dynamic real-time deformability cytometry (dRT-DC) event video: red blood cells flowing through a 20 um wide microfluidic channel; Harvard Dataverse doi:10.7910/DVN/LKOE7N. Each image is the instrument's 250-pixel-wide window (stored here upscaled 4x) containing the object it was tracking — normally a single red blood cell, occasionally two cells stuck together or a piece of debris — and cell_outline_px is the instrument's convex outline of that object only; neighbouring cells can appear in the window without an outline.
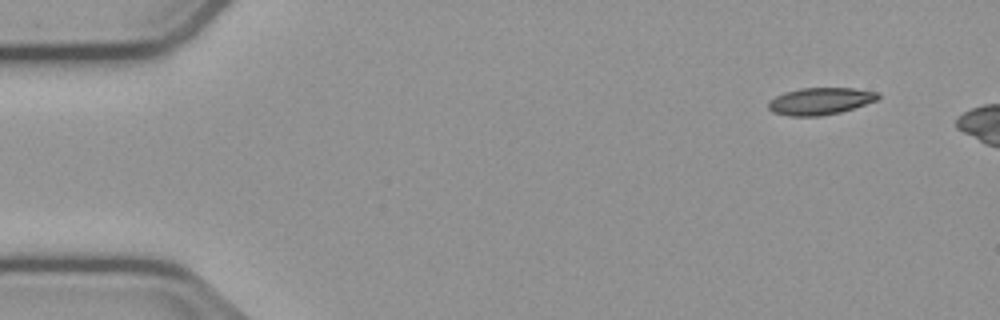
{"species": "common noctule bat (a hibernating species)", "species_latin": "Nyctalus noctula", "temperature_condition": "cold", "stored_images_in_passage": 7, "camera_frame_rate_fps": 3000, "um_per_image_px": 0.085, "animal": {"sex": "male", "body_mass_g": 23.1, "forearm_length_mm": 52.7}, "frame": {"image": 1, "passage_image": 1, "time_ms": 0.0, "image_size_px": [1000, 320], "cell_outline_px": [[880, 96], [876, 100], [840, 112], [820, 116], [788, 116], [772, 112], [768, 108], [768, 100], [784, 92], [800, 88], [852, 88], [876, 92]], "centroid_in_image_um": [69.65, 8.6], "position_along_channel_um": 15.4, "area_um2": 17.17}}